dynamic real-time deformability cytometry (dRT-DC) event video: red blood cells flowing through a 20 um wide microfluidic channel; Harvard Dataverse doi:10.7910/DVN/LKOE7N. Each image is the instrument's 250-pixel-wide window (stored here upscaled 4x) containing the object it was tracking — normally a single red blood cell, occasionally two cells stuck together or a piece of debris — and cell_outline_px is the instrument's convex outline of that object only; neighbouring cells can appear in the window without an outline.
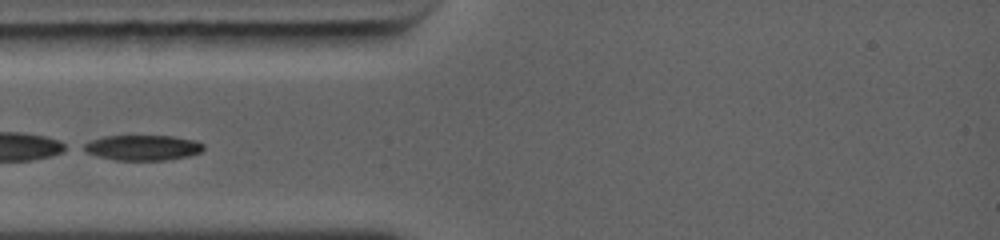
{"species": "common noctule bat (a hibernating species)", "species_latin": "Nyctalus noctula", "temperature_condition": "warm", "stored_images_in_passage": 43, "camera_frame_rate_fps": 5000, "um_per_image_px": 0.085, "animal": {"sex": "female", "body_mass_g": 19.0, "forearm_length_mm": 56.7}, "frame": {"image": 1, "passage_image": 1, "time_ms": 0.0, "image_size_px": [1000, 240], "cell_outline_px": [[204, 148], [200, 152], [188, 156], [164, 160], [116, 160], [96, 156], [84, 152], [76, 148], [92, 140], [104, 136], [172, 136], [196, 140], [204, 144]], "centroid_in_image_um": [12.07, 12.55], "position_along_channel_um": 72.9, "area_um2": 17.86}}